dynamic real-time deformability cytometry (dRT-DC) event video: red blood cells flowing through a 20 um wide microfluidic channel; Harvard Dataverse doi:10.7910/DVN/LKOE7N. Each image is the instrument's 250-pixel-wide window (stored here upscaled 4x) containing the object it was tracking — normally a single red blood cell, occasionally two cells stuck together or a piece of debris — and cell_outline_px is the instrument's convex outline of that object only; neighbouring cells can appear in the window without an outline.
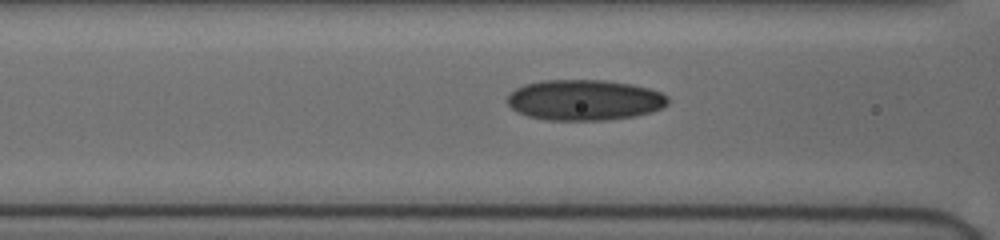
{"species": "human", "species_latin": "Homo sapiens", "temperature_condition": "cold", "stored_images_in_passage": 31, "camera_frame_rate_fps": 3000, "um_per_image_px": 0.085, "donor": {"sex": "female"}, "frame": {"image": 1, "passage_image": 7, "time_ms": 2.0, "image_size_px": [1000, 240], "cell_outline_px": [[668, 104], [652, 112], [636, 116], [608, 120], [544, 120], [528, 116], [516, 112], [508, 104], [508, 96], [516, 88], [524, 84], [544, 80], [604, 80], [632, 84], [648, 88], [660, 92], [668, 96]], "centroid_in_image_um": [49.69, 8.51], "position_along_channel_um": 116.9, "area_um2": 38.21}}
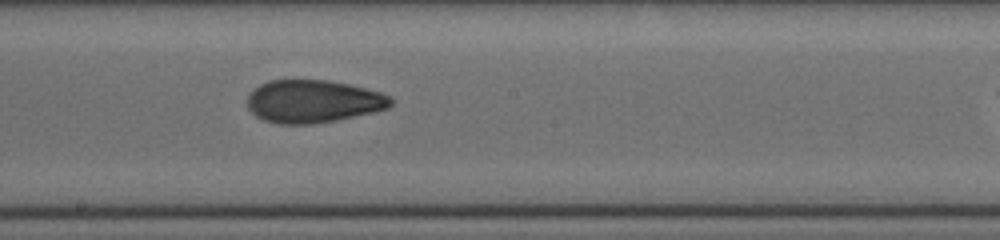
{"frame": {"image": 2, "passage_image": 15, "time_ms": 4.667, "image_size_px": [1000, 240], "cell_outline_px": [[392, 104], [388, 108], [372, 112], [336, 120], [312, 124], [280, 124], [264, 120], [256, 116], [248, 108], [248, 96], [260, 84], [268, 80], [328, 80], [348, 84], [380, 92], [388, 96], [392, 100]], "centroid_in_image_um": [26.6, 8.61], "position_along_channel_um": 221.6, "area_um2": 35.49}}
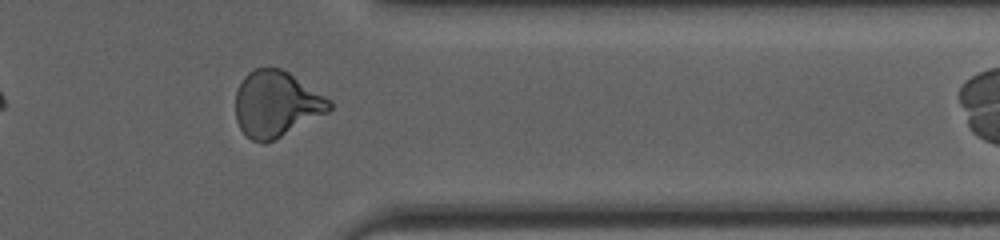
{"frame": {"image": 3, "passage_image": 28, "time_ms": 9.0, "image_size_px": [1000, 240], "cell_outline_px": [[332, 108], [328, 112], [276, 140], [264, 144], [260, 144], [252, 140], [240, 128], [236, 120], [236, 92], [244, 76], [248, 72], [256, 68], [280, 68], [288, 72], [332, 100]], "centroid_in_image_um": [23.49, 8.86], "position_along_channel_um": 387.9, "area_um2": 36.18}}